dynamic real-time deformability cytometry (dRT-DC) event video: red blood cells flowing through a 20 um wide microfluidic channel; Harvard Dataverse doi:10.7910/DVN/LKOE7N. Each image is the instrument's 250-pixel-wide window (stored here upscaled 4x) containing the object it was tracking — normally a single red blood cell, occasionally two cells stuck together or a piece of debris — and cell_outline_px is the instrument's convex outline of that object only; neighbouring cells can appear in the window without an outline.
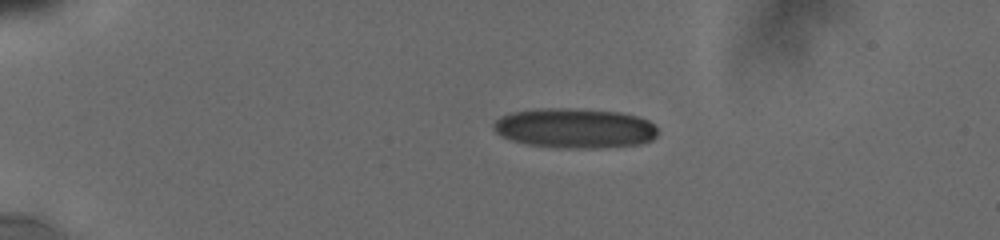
{"species": "human", "species_latin": "Homo sapiens", "temperature_condition": "cold", "stored_images_in_passage": 58, "camera_frame_rate_fps": 3000, "um_per_image_px": 0.085, "donor": {"sex": "male"}, "frame": {"image": 1, "passage_image": 1, "time_ms": 0.0, "image_size_px": [1000, 240], "cell_outline_px": [[656, 136], [652, 140], [640, 144], [592, 148], [576, 148], [528, 144], [512, 140], [496, 132], [492, 128], [492, 124], [500, 116], [508, 112], [536, 108], [568, 108], [620, 112], [636, 116], [648, 120], [656, 124]], "centroid_in_image_um": [48.84, 10.87], "position_along_channel_um": 36.2, "area_um2": 38.03}}
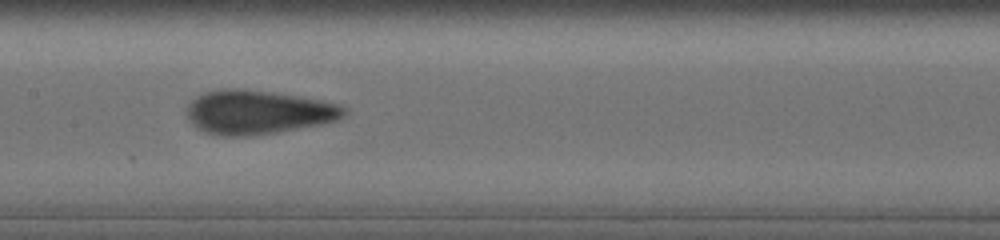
{"frame": {"image": 2, "passage_image": 30, "time_ms": 5.667, "image_size_px": [1000, 240], "cell_outline_px": [[348, 112], [344, 116], [336, 120], [324, 124], [276, 132], [248, 136], [220, 136], [204, 132], [196, 128], [188, 120], [184, 112], [188, 104], [196, 96], [204, 92], [220, 88], [244, 88], [272, 92], [320, 100], [340, 104], [348, 108]], "centroid_in_image_um": [21.89, 9.53], "position_along_channel_um": 185.5, "area_um2": 40.86}}
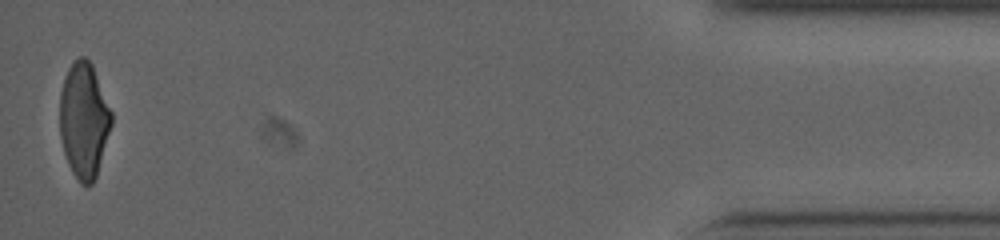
{"frame": {"image": 3, "passage_image": 58, "time_ms": 14.0, "image_size_px": [1000, 240], "cell_outline_px": [[112, 124], [96, 176], [92, 184], [80, 184], [72, 172], [68, 164], [64, 152], [60, 136], [60, 92], [68, 68], [80, 56], [84, 56], [92, 64], [112, 112]], "centroid_in_image_um": [7.13, 10.22], "position_along_channel_um": 428.1, "area_um2": 34.56}, "authors_computed_cell_mechanics": {"area_um2": 38.3214, "velocity_mm_per_s": 3.8152, "shape_relaxation_time_tau1_ms": 6.3215, "shape_relaxation_time_tau2_ms": 0.933, "deformation_change_tau1": 0.1613, "deformation_change_tau2": 0.0906}}